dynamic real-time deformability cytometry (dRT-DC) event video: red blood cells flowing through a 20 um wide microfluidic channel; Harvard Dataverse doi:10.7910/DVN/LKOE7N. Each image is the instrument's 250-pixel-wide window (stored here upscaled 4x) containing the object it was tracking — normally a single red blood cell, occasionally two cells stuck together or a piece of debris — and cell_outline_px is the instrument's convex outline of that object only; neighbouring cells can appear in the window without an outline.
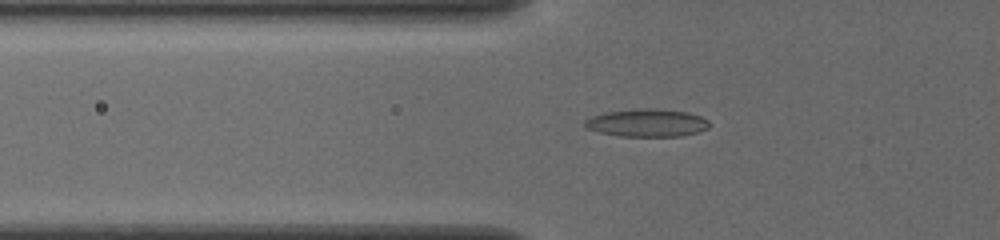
{"species": "common noctule bat (a hibernating species)", "species_latin": "Nyctalus noctula", "temperature_condition": "cold", "stored_images_in_passage": 40, "camera_frame_rate_fps": 3000, "um_per_image_px": 0.085, "animal": {"sex": "female", "body_mass_g": 19.5, "forearm_length_mm": 54.1}, "frame": {"image": 1, "passage_image": 6, "time_ms": 1.667, "image_size_px": [1000, 240], "cell_outline_px": [[708, 128], [696, 132], [680, 136], [620, 136], [600, 132], [588, 128], [584, 124], [584, 120], [592, 116], [604, 112], [636, 108], [656, 108], [688, 112], [700, 116], [708, 120]], "centroid_in_image_um": [54.98, 10.42], "position_along_channel_um": 70.8, "area_um2": 20.11}}
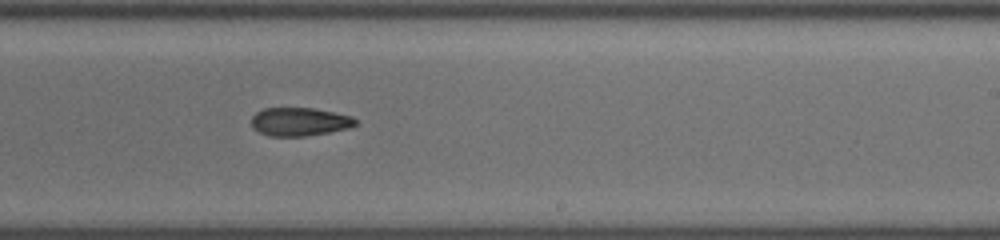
{"frame": {"image": 2, "passage_image": 21, "time_ms": 6.667, "image_size_px": [1000, 240], "cell_outline_px": [[356, 124], [348, 128], [328, 132], [304, 136], [268, 136], [252, 128], [252, 116], [256, 112], [264, 108], [312, 108], [352, 116], [356, 120]], "centroid_in_image_um": [25.43, 10.34], "position_along_channel_um": 263.6, "area_um2": 17.05}}
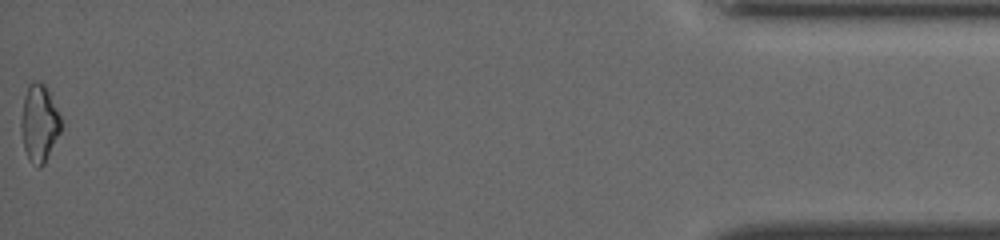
{"frame": {"image": 3, "passage_image": 40, "time_ms": 13.0, "image_size_px": [1000, 240], "cell_outline_px": [[60, 132], [44, 164], [40, 168], [28, 160], [24, 148], [20, 128], [20, 120], [24, 96], [28, 84], [32, 80], [36, 80], [44, 84], [60, 116]], "centroid_in_image_um": [3.3, 10.47], "position_along_channel_um": 431.9, "area_um2": 17.86}, "authors_computed_cell_mechanics": {"area_um2": 17.8313, "velocity_mm_per_s": 3.9163, "shape_relaxation_time_tau1_ms": 8.2489, "shape_relaxation_time_tau2_ms": 5.2278, "deformation_change_tau1": 0.1224, "deformation_change_tau2": 0.1338}}